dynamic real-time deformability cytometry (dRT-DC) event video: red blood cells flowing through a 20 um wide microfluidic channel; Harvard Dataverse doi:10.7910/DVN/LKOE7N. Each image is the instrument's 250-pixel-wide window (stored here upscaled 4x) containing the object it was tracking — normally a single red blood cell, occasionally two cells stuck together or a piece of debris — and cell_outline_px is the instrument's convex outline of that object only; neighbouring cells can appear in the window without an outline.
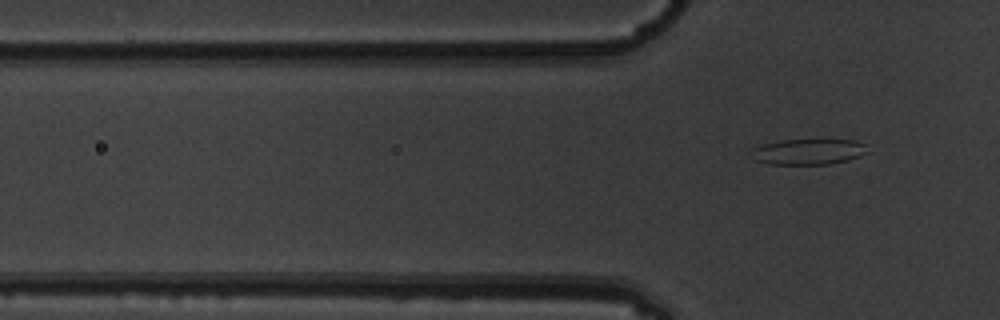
{"species": "common noctule bat (a hibernating species)", "species_latin": "Nyctalus noctula", "temperature_condition": "warm", "stored_images_in_passage": 5, "segment_of_instrument_passage": [2, 2], "camera_frame_rate_fps": 3000, "um_per_image_px": 0.085, "animal": {"sex": "male", "body_mass_g": 19.5, "forearm_length_mm": 54.6}, "frame": {"image": 1, "passage_image": 5, "time_ms": 1.333, "image_size_px": [1000, 320], "cell_outline_px": [[872, 152], [848, 160], [832, 164], [768, 164], [752, 160], [748, 156], [752, 148], [764, 144], [780, 140], [856, 140], [868, 144]], "centroid_in_image_um": [68.74, 12.9], "position_along_channel_um": 57.1, "area_um2": 17.98}}